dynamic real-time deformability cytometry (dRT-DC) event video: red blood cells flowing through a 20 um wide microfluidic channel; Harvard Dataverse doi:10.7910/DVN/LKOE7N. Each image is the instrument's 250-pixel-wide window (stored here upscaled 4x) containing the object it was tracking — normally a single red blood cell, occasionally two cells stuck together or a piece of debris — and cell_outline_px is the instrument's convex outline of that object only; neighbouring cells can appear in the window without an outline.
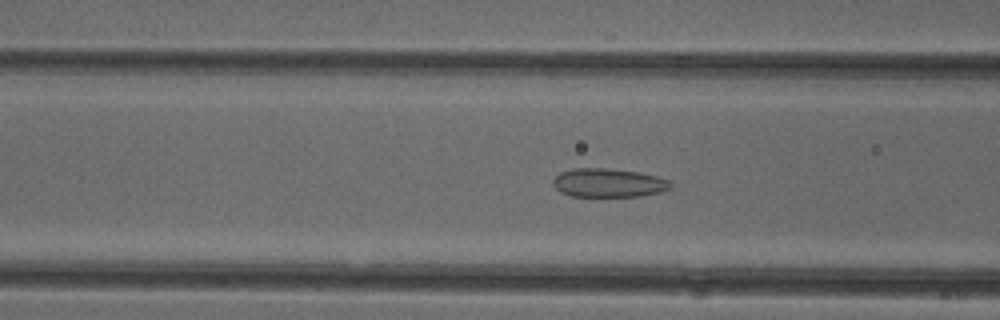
{"species": "common noctule bat (a hibernating species)", "species_latin": "Nyctalus noctula", "temperature_condition": "cold", "stored_images_in_passage": 48, "camera_frame_rate_fps": 3000, "um_per_image_px": 0.085, "animal": {"sex": "female"}, "frame": {"image": 1, "passage_image": 16, "time_ms": 5.0, "image_size_px": [1000, 320], "cell_outline_px": [[672, 188], [660, 192], [640, 196], [572, 196], [560, 192], [552, 184], [552, 180], [560, 172], [572, 168], [608, 168], [640, 172], [672, 180]], "centroid_in_image_um": [51.74, 15.53], "position_along_channel_um": 114.9, "area_um2": 19.88}}
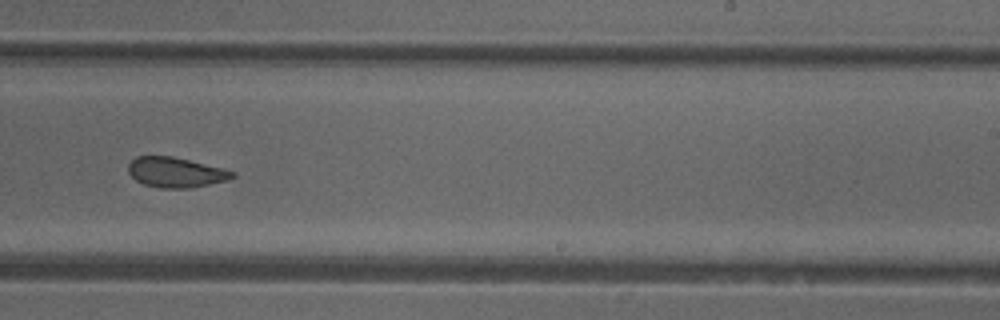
{"frame": {"image": 2, "passage_image": 28, "time_ms": 9.0, "image_size_px": [1000, 320], "cell_outline_px": [[236, 176], [228, 180], [192, 188], [160, 188], [144, 184], [136, 180], [128, 172], [128, 164], [136, 156], [172, 156], [224, 168], [236, 172]], "centroid_in_image_um": [14.96, 14.65], "position_along_channel_um": 274.0, "area_um2": 18.38}}
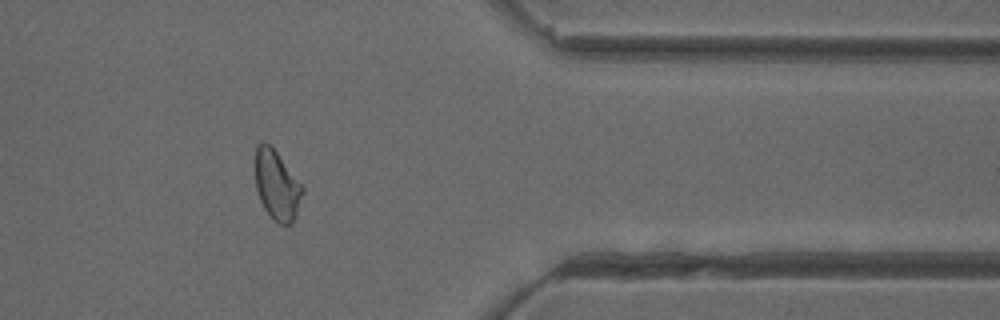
{"frame": {"image": 3, "passage_image": 38, "time_ms": 12.333, "image_size_px": [1000, 320], "cell_outline_px": [[304, 192], [296, 216], [292, 224], [280, 224], [272, 220], [264, 208], [260, 200], [256, 188], [256, 144], [260, 140], [264, 140], [276, 152], [304, 188]], "centroid_in_image_um": [23.53, 15.77], "position_along_channel_um": 387.9, "area_um2": 19.07}, "authors_computed_cell_mechanics": {"area_um2": 19.8832, "velocity_mm_per_s": 3.9801, "shape_relaxation_time_tau1_ms": 8.4819, "shape_relaxation_time_tau2_ms": 1.8656, "deformation_change_tau1": 0.1164, "deformation_change_tau2": 0.0722}}